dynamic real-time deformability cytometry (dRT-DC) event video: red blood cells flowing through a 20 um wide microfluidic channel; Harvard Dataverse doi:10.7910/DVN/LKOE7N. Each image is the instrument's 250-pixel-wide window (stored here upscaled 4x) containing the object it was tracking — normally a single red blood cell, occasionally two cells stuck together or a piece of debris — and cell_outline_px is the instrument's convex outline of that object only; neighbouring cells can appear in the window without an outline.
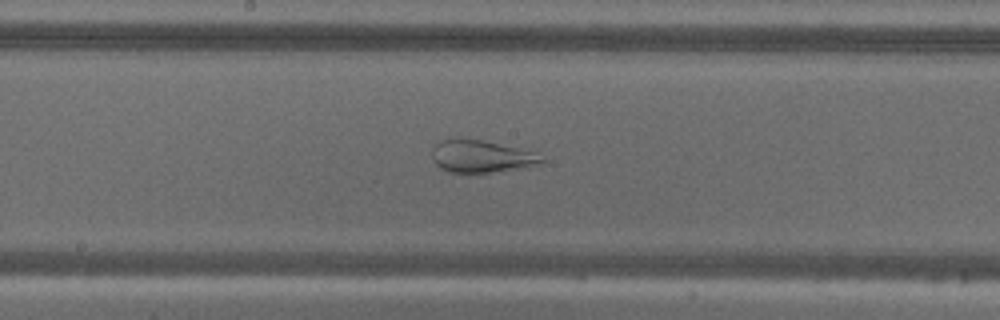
{"species": "common noctule bat (a hibernating species)", "species_latin": "Nyctalus noctula", "temperature_condition": "warm", "stored_images_in_passage": 45, "camera_frame_rate_fps": 3000, "um_per_image_px": 0.085, "animal": {"sex": "male", "body_mass_g": 18.8}, "frame": {"image": 1, "passage_image": 19, "time_ms": 6.0, "image_size_px": [1000, 320], "cell_outline_px": [[544, 164], [524, 168], [488, 172], [448, 172], [440, 168], [432, 160], [432, 148], [440, 140], [480, 140], [536, 152], [544, 156]], "centroid_in_image_um": [40.96, 13.32], "position_along_channel_um": 207.2, "area_um2": 20.46}}
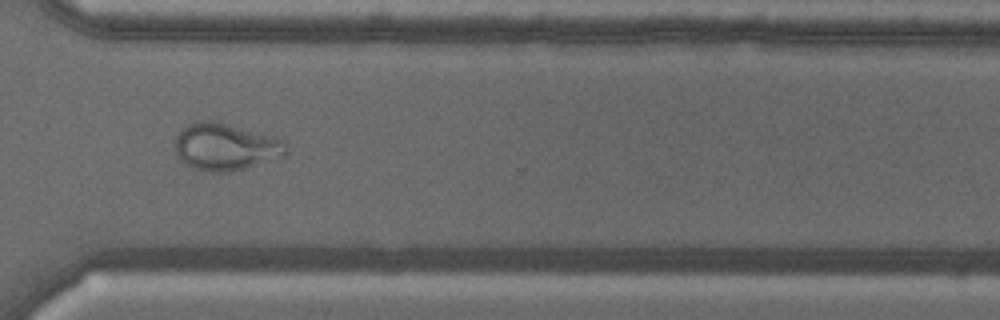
{"frame": {"image": 2, "passage_image": 31, "time_ms": 10.0, "image_size_px": [1000, 320], "cell_outline_px": [[288, 152], [284, 156], [244, 168], [228, 172], [208, 172], [192, 168], [184, 164], [180, 160], [176, 152], [176, 136], [188, 124], [196, 120], [212, 120], [272, 136], [288, 144]], "centroid_in_image_um": [19.15, 12.49], "position_along_channel_um": 351.4, "area_um2": 30.35}}
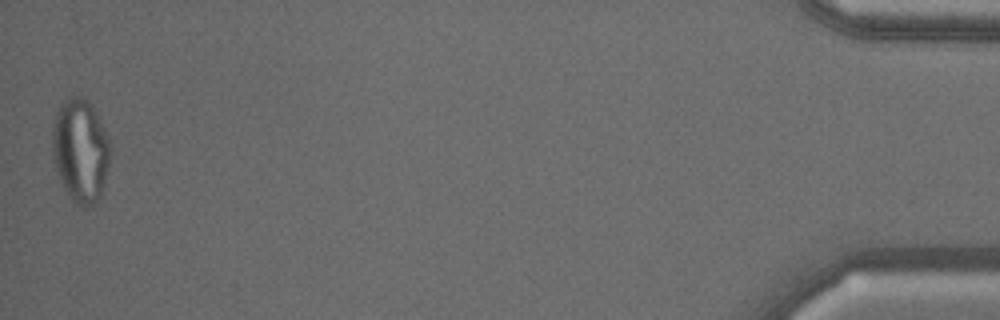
{"frame": {"image": 3, "passage_image": 45, "time_ms": 14.667, "image_size_px": [1000, 320], "cell_outline_px": [[112, 152], [100, 196], [88, 208], [80, 208], [68, 196], [60, 180], [52, 156], [52, 124], [56, 112], [60, 104], [68, 96], [80, 96], [88, 100], [96, 112], [108, 136]], "centroid_in_image_um": [6.83, 12.78], "position_along_channel_um": 428.4, "area_um2": 35.37}}